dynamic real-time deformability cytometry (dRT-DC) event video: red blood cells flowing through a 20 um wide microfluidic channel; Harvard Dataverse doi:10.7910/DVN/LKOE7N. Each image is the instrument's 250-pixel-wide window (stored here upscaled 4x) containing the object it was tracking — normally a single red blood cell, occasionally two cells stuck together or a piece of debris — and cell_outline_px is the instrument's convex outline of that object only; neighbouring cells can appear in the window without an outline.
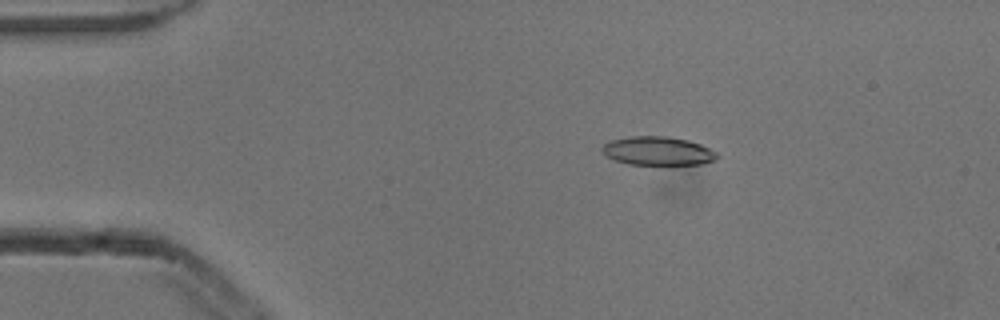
{"species": "common noctule bat (a hibernating species)", "species_latin": "Nyctalus noctula", "temperature_condition": "cold", "stored_images_in_passage": 3, "camera_frame_rate_fps": 3000, "um_per_image_px": 0.085, "animal": {"sex": "male", "body_mass_g": 13.3}, "frame": {"image": 1, "passage_image": 2, "time_ms": 0.333, "image_size_px": [1000, 320], "cell_outline_px": [[720, 156], [716, 160], [700, 164], [668, 168], [628, 164], [616, 160], [608, 156], [600, 148], [604, 144], [612, 140], [632, 136], [668, 136], [688, 140], [700, 144], [716, 152]], "centroid_in_image_um": [55.98, 12.89], "position_along_channel_um": 29.0, "area_um2": 20.06}}